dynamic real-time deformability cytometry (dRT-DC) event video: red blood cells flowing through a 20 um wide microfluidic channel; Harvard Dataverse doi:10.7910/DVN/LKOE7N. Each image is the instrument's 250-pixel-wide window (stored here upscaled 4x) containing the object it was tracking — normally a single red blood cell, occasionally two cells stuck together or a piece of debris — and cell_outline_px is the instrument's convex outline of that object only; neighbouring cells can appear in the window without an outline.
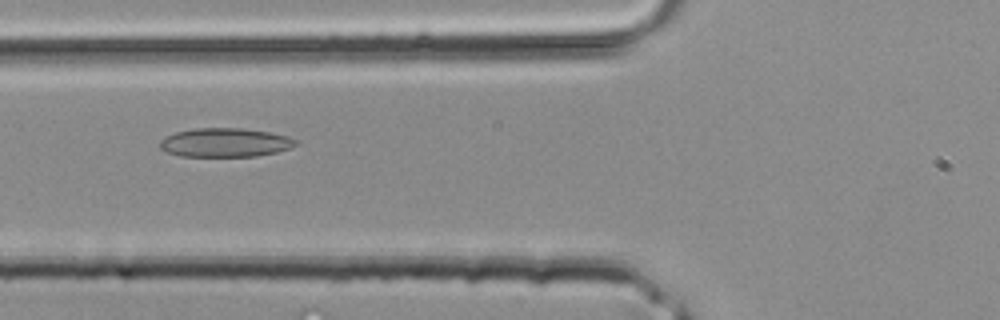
{"species": "common noctule bat (a hibernating species)", "species_latin": "Nyctalus noctula", "temperature_condition": "room temperature", "stored_images_in_passage": 2, "camera_frame_rate_fps": 3000, "um_per_image_px": 0.085, "animal": {"sex": "male", "body_mass_g": 20.4}, "frame": {"image": 1, "passage_image": 2, "time_ms": 0.333, "image_size_px": [1000, 320], "cell_outline_px": [[296, 144], [288, 148], [276, 152], [256, 156], [180, 156], [168, 152], [160, 148], [160, 140], [176, 132], [196, 128], [240, 128], [268, 132], [288, 136], [296, 140]], "centroid_in_image_um": [19.12, 12.11], "position_along_channel_um": 106.7, "area_um2": 22.54}}